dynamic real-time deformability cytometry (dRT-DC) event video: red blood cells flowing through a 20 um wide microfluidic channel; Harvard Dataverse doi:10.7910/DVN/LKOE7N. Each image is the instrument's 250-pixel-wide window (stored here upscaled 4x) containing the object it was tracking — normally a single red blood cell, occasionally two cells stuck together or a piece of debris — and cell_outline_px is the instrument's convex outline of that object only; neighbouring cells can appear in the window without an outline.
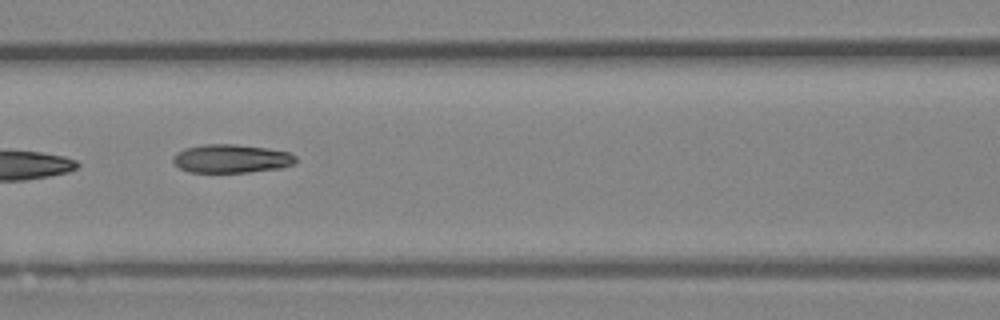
{"species": "Egyptian fruit bat (a non-hibernating species)", "species_latin": "Rousettus aegyptiacus", "temperature_condition": "room temperature", "stored_images_in_passage": 10, "camera_frame_rate_fps": 3000, "um_per_image_px": 0.085, "animal": {"sex": "female"}, "frame": {"image": 1, "passage_image": 7, "time_ms": 2.0, "image_size_px": [1000, 320], "cell_outline_px": [[296, 164], [280, 168], [248, 172], [188, 172], [180, 168], [172, 160], [172, 156], [176, 152], [184, 148], [204, 144], [236, 144], [268, 148], [288, 152], [296, 156]], "centroid_in_image_um": [19.66, 13.48], "position_along_channel_um": 146.9, "area_um2": 20.52}}
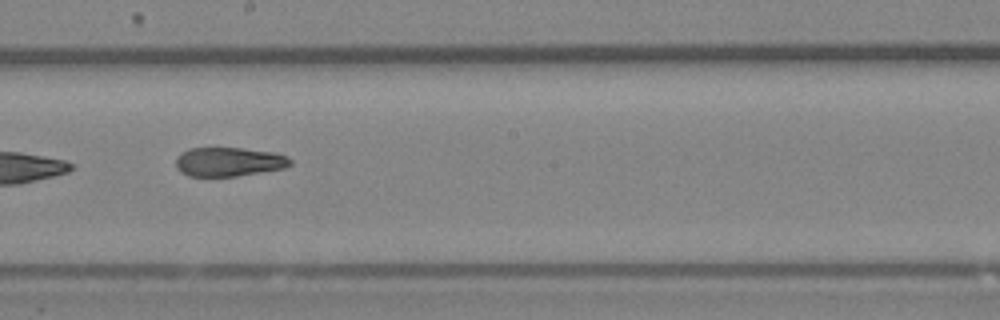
{"frame": {"image": 2, "passage_image": 9, "time_ms": 2.667, "image_size_px": [1000, 320], "cell_outline_px": [[292, 164], [284, 168], [236, 176], [188, 176], [180, 172], [176, 168], [176, 156], [180, 152], [188, 148], [240, 148], [276, 152], [288, 156], [292, 160]], "centroid_in_image_um": [19.44, 13.74], "position_along_channel_um": 228.8, "area_um2": 19.59}}
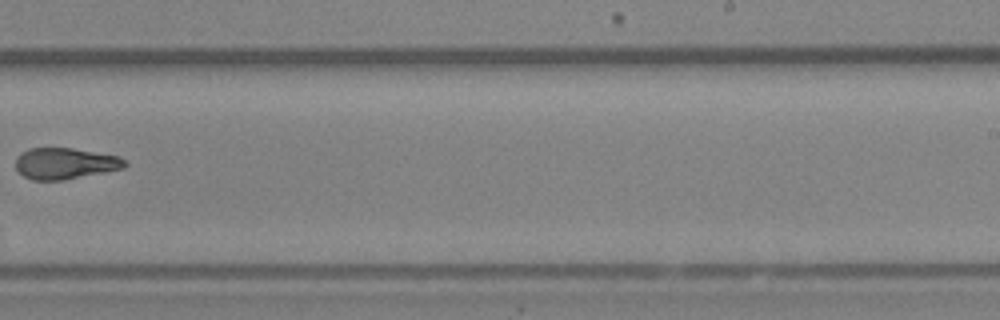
{"frame": {"image": 3, "passage_image": 10, "time_ms": 3.0, "image_size_px": [1000, 320], "cell_outline_px": [[128, 164], [124, 168], [64, 180], [32, 180], [24, 176], [16, 168], [16, 156], [20, 152], [28, 148], [72, 148], [120, 156]], "centroid_in_image_um": [5.52, 13.89], "position_along_channel_um": 283.5, "area_um2": 19.94}}